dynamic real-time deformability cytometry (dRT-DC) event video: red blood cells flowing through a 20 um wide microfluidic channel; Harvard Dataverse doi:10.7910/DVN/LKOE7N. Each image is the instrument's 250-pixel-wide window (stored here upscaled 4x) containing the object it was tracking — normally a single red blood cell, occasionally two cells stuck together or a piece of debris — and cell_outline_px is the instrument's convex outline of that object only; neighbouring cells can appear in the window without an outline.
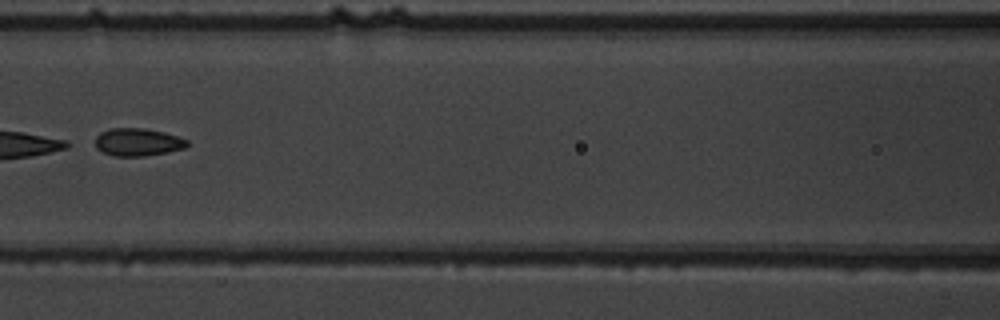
{"species": "common noctule bat (a hibernating species)", "species_latin": "Nyctalus noctula", "temperature_condition": "warm", "stored_images_in_passage": 8, "camera_frame_rate_fps": 3000, "um_per_image_px": 0.085, "animal": {"sex": "male", "body_mass_g": 19.5, "forearm_length_mm": 54.6}, "frame": {"image": 1, "passage_image": 5, "time_ms": 5.667, "image_size_px": [1000, 320], "cell_outline_px": [[188, 144], [184, 148], [168, 152], [144, 156], [112, 156], [96, 148], [96, 136], [100, 132], [112, 128], [144, 128], [164, 132], [188, 140]], "centroid_in_image_um": [11.7, 12.08], "position_along_channel_um": 154.9, "area_um2": 14.8}}
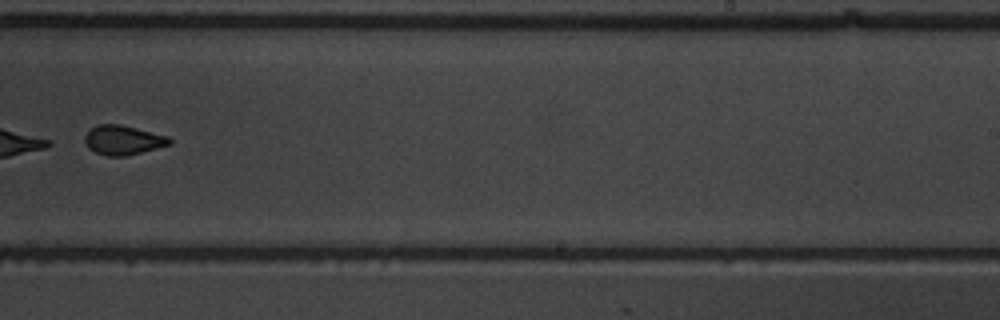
{"frame": {"image": 2, "passage_image": 8, "time_ms": 9.0, "image_size_px": [1000, 320], "cell_outline_px": [[172, 144], [124, 156], [108, 156], [96, 152], [88, 148], [84, 140], [84, 136], [96, 124], [120, 124], [168, 136], [172, 140]], "centroid_in_image_um": [10.45, 11.9], "position_along_channel_um": 278.5, "area_um2": 14.39}}